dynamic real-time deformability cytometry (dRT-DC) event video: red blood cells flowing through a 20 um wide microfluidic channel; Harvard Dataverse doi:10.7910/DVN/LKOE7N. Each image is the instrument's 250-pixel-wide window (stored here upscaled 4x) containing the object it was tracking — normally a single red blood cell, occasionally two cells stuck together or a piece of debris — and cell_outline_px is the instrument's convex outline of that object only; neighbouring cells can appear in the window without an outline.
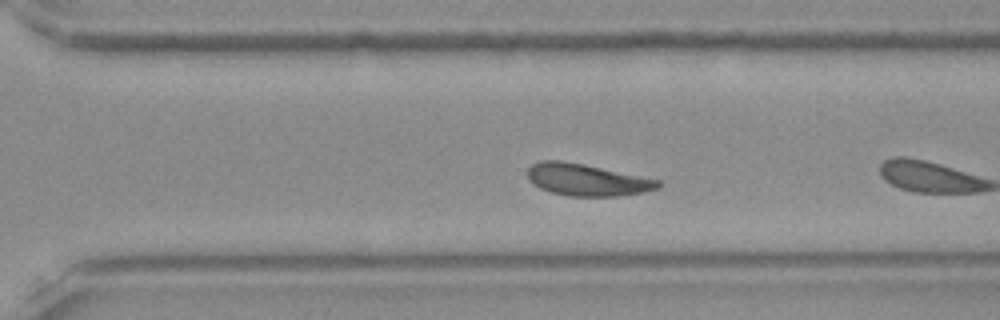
{"species": "Egyptian fruit bat (a non-hibernating species)", "species_latin": "Rousettus aegyptiacus", "temperature_condition": "room temperature", "stored_images_in_passage": 27, "camera_frame_rate_fps": 3000, "um_per_image_px": 0.085, "frame": {"image": 1, "passage_image": 20, "time_ms": 6.333, "image_size_px": [1000, 320], "cell_outline_px": [[660, 188], [640, 192], [616, 196], [568, 196], [552, 192], [540, 188], [532, 184], [528, 180], [528, 168], [532, 164], [540, 160], [560, 160], [584, 164], [660, 180]], "centroid_in_image_um": [49.84, 15.28], "position_along_channel_um": 320.8, "area_um2": 24.16}, "authors_computed_cell_mechanics": {"area_um2": 23.9292, "velocity_mm_per_s": 3.8935, "shape_relaxation_time_tau1_ms": 4.0628, "shape_relaxation_time_tau2_ms": null, "deformation_change_tau1": 0.1442, "deformation_change_tau2": null}}